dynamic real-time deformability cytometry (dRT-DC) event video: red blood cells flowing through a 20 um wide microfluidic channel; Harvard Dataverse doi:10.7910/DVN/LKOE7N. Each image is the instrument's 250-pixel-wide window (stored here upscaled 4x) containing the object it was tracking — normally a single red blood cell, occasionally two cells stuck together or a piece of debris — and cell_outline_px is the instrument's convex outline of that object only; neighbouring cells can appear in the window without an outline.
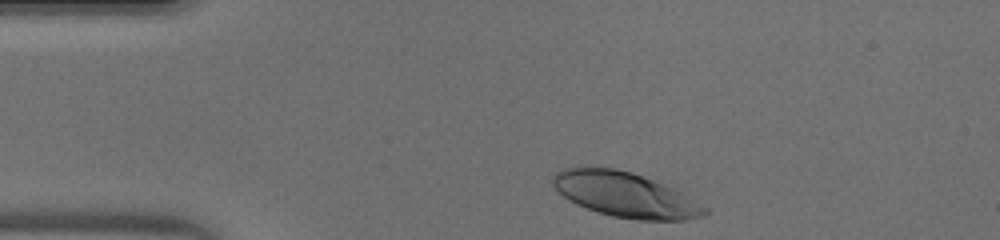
{"species": "human", "species_latin": "Homo sapiens", "temperature_condition": "warm", "stored_images_in_passage": 32, "camera_frame_rate_fps": 3000, "um_per_image_px": 0.085, "donor": {"sex": "male"}, "frame": {"image": 1, "passage_image": 1, "time_ms": 0.0, "image_size_px": [1000, 240], "cell_outline_px": [[708, 212], [704, 216], [684, 220], [636, 220], [612, 216], [596, 212], [576, 204], [568, 200], [552, 184], [552, 176], [556, 172], [564, 168], [588, 164], [616, 168], [632, 172], [644, 176], [664, 184], [680, 192], [708, 208]], "centroid_in_image_um": [53.09, 16.52], "position_along_channel_um": 31.9, "area_um2": 40.29}}
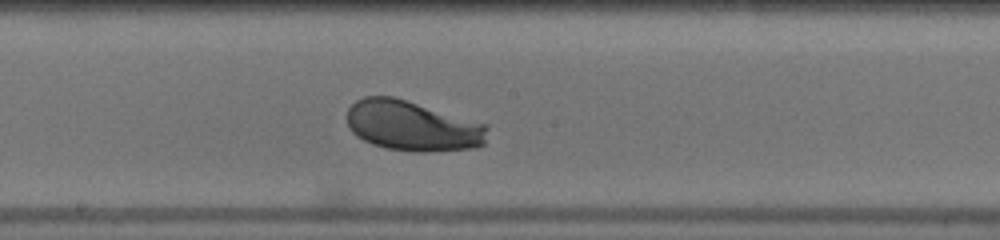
{"frame": {"image": 2, "passage_image": 17, "time_ms": 5.333, "image_size_px": [1000, 240], "cell_outline_px": [[488, 128], [484, 144], [476, 148], [428, 152], [412, 152], [388, 148], [372, 144], [356, 136], [352, 132], [348, 124], [348, 108], [356, 100], [364, 96], [392, 96], [488, 124]], "centroid_in_image_um": [35.07, 10.71], "position_along_channel_um": 213.1, "area_um2": 41.21}}
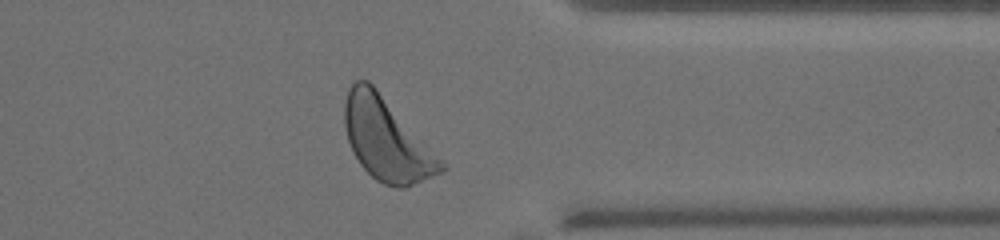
{"frame": {"image": 3, "passage_image": 29, "time_ms": 9.333, "image_size_px": [1000, 240], "cell_outline_px": [[448, 168], [444, 172], [404, 188], [396, 188], [384, 184], [376, 180], [360, 164], [352, 152], [348, 140], [344, 124], [344, 104], [348, 88], [356, 80], [368, 80], [376, 88]], "centroid_in_image_um": [32.82, 11.88], "position_along_channel_um": 378.6, "area_um2": 45.49}}